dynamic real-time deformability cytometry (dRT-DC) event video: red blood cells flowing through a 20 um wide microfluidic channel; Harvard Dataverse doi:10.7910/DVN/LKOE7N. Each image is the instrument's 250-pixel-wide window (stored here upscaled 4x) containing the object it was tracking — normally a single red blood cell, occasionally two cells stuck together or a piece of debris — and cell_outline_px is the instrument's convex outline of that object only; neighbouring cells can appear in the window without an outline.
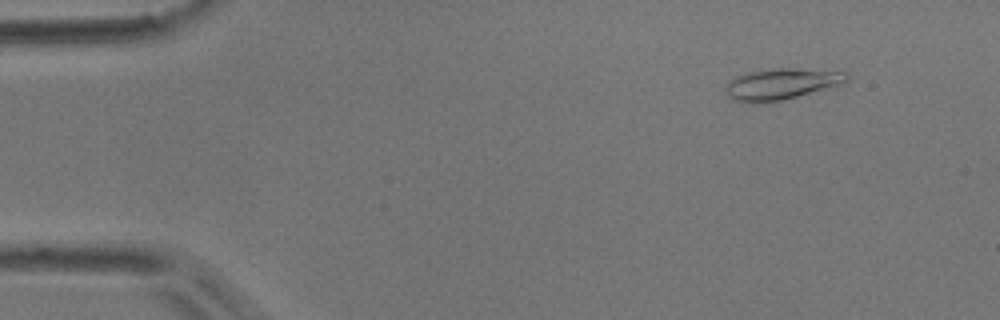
{"species": "common noctule bat (a hibernating species)", "species_latin": "Nyctalus noctula", "temperature_condition": "room temperature", "stored_images_in_passage": 32, "camera_frame_rate_fps": 3000, "um_per_image_px": 0.085, "animal": {"sex": "male", "body_mass_g": 17.9}, "frame": {"image": 1, "passage_image": 6, "time_ms": 1.667, "image_size_px": [1000, 320], "cell_outline_px": [[848, 80], [840, 84], [796, 96], [780, 100], [760, 104], [748, 104], [732, 100], [728, 96], [728, 80], [736, 76], [760, 68], [792, 68], [848, 72]], "centroid_in_image_um": [66.35, 7.13], "position_along_channel_um": 18.7, "area_um2": 22.02}}
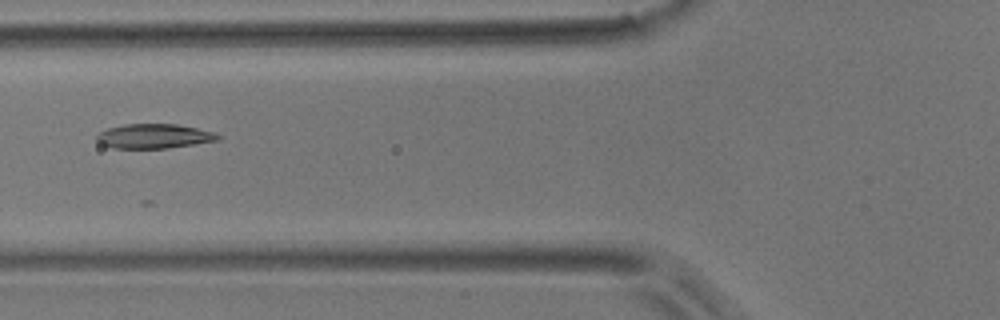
{"frame": {"image": 2, "passage_image": 21, "time_ms": 6.667, "image_size_px": [1000, 320], "cell_outline_px": [[220, 140], [168, 148], [112, 148], [100, 144], [96, 140], [96, 136], [100, 132], [108, 128], [124, 124], [176, 124], [216, 132], [220, 136]], "centroid_in_image_um": [13.09, 11.57], "position_along_channel_um": 112.7, "area_um2": 17.34}}
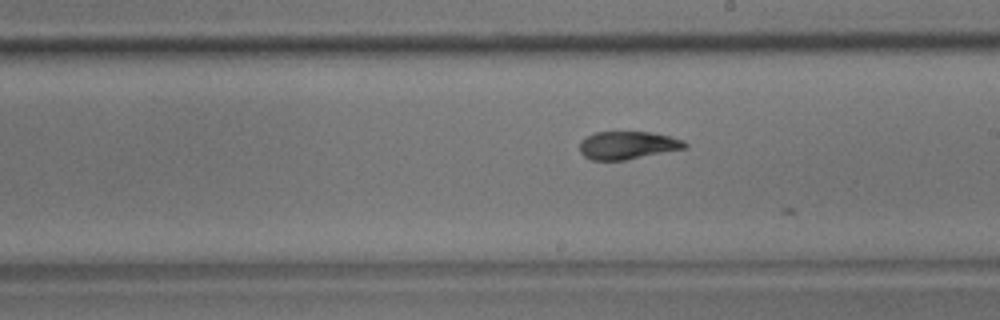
{"frame": {"image": 3, "passage_image": 31, "time_ms": 10.0, "image_size_px": [1000, 320], "cell_outline_px": [[688, 148], [624, 160], [592, 160], [584, 156], [580, 152], [580, 140], [596, 132], [652, 132], [672, 136], [684, 140], [688, 144]], "centroid_in_image_um": [53.39, 12.34], "position_along_channel_um": 235.6, "area_um2": 17.22}}